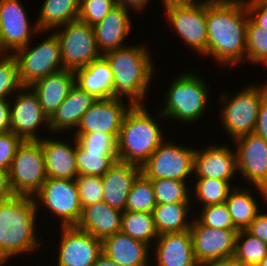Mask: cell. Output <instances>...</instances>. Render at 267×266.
Instances as JSON below:
<instances>
[{
    "label": "cell",
    "mask_w": 267,
    "mask_h": 266,
    "mask_svg": "<svg viewBox=\"0 0 267 266\" xmlns=\"http://www.w3.org/2000/svg\"><path fill=\"white\" fill-rule=\"evenodd\" d=\"M248 19L244 0H207L208 58L228 68L246 61Z\"/></svg>",
    "instance_id": "cell-1"
},
{
    "label": "cell",
    "mask_w": 267,
    "mask_h": 266,
    "mask_svg": "<svg viewBox=\"0 0 267 266\" xmlns=\"http://www.w3.org/2000/svg\"><path fill=\"white\" fill-rule=\"evenodd\" d=\"M150 53L146 43H141L102 55L108 61L114 77L110 98L123 102L126 99L130 107L144 106L156 67Z\"/></svg>",
    "instance_id": "cell-2"
},
{
    "label": "cell",
    "mask_w": 267,
    "mask_h": 266,
    "mask_svg": "<svg viewBox=\"0 0 267 266\" xmlns=\"http://www.w3.org/2000/svg\"><path fill=\"white\" fill-rule=\"evenodd\" d=\"M38 211L33 197L14 195L0 200V266L18 255L35 254L43 246L37 234Z\"/></svg>",
    "instance_id": "cell-3"
},
{
    "label": "cell",
    "mask_w": 267,
    "mask_h": 266,
    "mask_svg": "<svg viewBox=\"0 0 267 266\" xmlns=\"http://www.w3.org/2000/svg\"><path fill=\"white\" fill-rule=\"evenodd\" d=\"M157 112L155 119L146 105L127 111L116 140L118 161L142 166L166 139L157 122L163 116Z\"/></svg>",
    "instance_id": "cell-4"
},
{
    "label": "cell",
    "mask_w": 267,
    "mask_h": 266,
    "mask_svg": "<svg viewBox=\"0 0 267 266\" xmlns=\"http://www.w3.org/2000/svg\"><path fill=\"white\" fill-rule=\"evenodd\" d=\"M180 73L172 79L166 91L159 112L163 120L167 118L181 124H191L206 114L210 101V85L196 72Z\"/></svg>",
    "instance_id": "cell-5"
},
{
    "label": "cell",
    "mask_w": 267,
    "mask_h": 266,
    "mask_svg": "<svg viewBox=\"0 0 267 266\" xmlns=\"http://www.w3.org/2000/svg\"><path fill=\"white\" fill-rule=\"evenodd\" d=\"M226 93L223 92L219 98L222 104L219 119L233 141L254 132L261 101L267 95V81L260 86L256 83L245 84L236 94Z\"/></svg>",
    "instance_id": "cell-6"
},
{
    "label": "cell",
    "mask_w": 267,
    "mask_h": 266,
    "mask_svg": "<svg viewBox=\"0 0 267 266\" xmlns=\"http://www.w3.org/2000/svg\"><path fill=\"white\" fill-rule=\"evenodd\" d=\"M35 46L32 41L18 49L13 55L18 62L19 80L22 86H31L49 74L63 70L59 38L54 31Z\"/></svg>",
    "instance_id": "cell-7"
},
{
    "label": "cell",
    "mask_w": 267,
    "mask_h": 266,
    "mask_svg": "<svg viewBox=\"0 0 267 266\" xmlns=\"http://www.w3.org/2000/svg\"><path fill=\"white\" fill-rule=\"evenodd\" d=\"M168 26L176 31V34L190 46L193 52L207 58L208 35H207V0L197 3L170 4L164 6Z\"/></svg>",
    "instance_id": "cell-8"
},
{
    "label": "cell",
    "mask_w": 267,
    "mask_h": 266,
    "mask_svg": "<svg viewBox=\"0 0 267 266\" xmlns=\"http://www.w3.org/2000/svg\"><path fill=\"white\" fill-rule=\"evenodd\" d=\"M8 172L13 194L33 197L47 180L40 141H22Z\"/></svg>",
    "instance_id": "cell-9"
},
{
    "label": "cell",
    "mask_w": 267,
    "mask_h": 266,
    "mask_svg": "<svg viewBox=\"0 0 267 266\" xmlns=\"http://www.w3.org/2000/svg\"><path fill=\"white\" fill-rule=\"evenodd\" d=\"M36 208L51 212L61 226H76L82 213L77 183L71 179L49 178L33 196Z\"/></svg>",
    "instance_id": "cell-10"
},
{
    "label": "cell",
    "mask_w": 267,
    "mask_h": 266,
    "mask_svg": "<svg viewBox=\"0 0 267 266\" xmlns=\"http://www.w3.org/2000/svg\"><path fill=\"white\" fill-rule=\"evenodd\" d=\"M164 140L141 166V173L148 179L188 181L194 176L196 148Z\"/></svg>",
    "instance_id": "cell-11"
},
{
    "label": "cell",
    "mask_w": 267,
    "mask_h": 266,
    "mask_svg": "<svg viewBox=\"0 0 267 266\" xmlns=\"http://www.w3.org/2000/svg\"><path fill=\"white\" fill-rule=\"evenodd\" d=\"M53 31L59 38L64 69L75 71L102 56L97 49L93 26L75 20Z\"/></svg>",
    "instance_id": "cell-12"
},
{
    "label": "cell",
    "mask_w": 267,
    "mask_h": 266,
    "mask_svg": "<svg viewBox=\"0 0 267 266\" xmlns=\"http://www.w3.org/2000/svg\"><path fill=\"white\" fill-rule=\"evenodd\" d=\"M26 10L20 0H0V54H14L38 33L44 35L36 21L32 24Z\"/></svg>",
    "instance_id": "cell-13"
},
{
    "label": "cell",
    "mask_w": 267,
    "mask_h": 266,
    "mask_svg": "<svg viewBox=\"0 0 267 266\" xmlns=\"http://www.w3.org/2000/svg\"><path fill=\"white\" fill-rule=\"evenodd\" d=\"M12 98L13 100H10V131L23 141L41 140L39 129L42 126L49 128V118L43 113L38 96L30 86H22Z\"/></svg>",
    "instance_id": "cell-14"
},
{
    "label": "cell",
    "mask_w": 267,
    "mask_h": 266,
    "mask_svg": "<svg viewBox=\"0 0 267 266\" xmlns=\"http://www.w3.org/2000/svg\"><path fill=\"white\" fill-rule=\"evenodd\" d=\"M57 266H93L102 254V241L76 226L59 228Z\"/></svg>",
    "instance_id": "cell-15"
},
{
    "label": "cell",
    "mask_w": 267,
    "mask_h": 266,
    "mask_svg": "<svg viewBox=\"0 0 267 266\" xmlns=\"http://www.w3.org/2000/svg\"><path fill=\"white\" fill-rule=\"evenodd\" d=\"M193 217L190 231L196 262L233 258L238 230L211 228Z\"/></svg>",
    "instance_id": "cell-16"
},
{
    "label": "cell",
    "mask_w": 267,
    "mask_h": 266,
    "mask_svg": "<svg viewBox=\"0 0 267 266\" xmlns=\"http://www.w3.org/2000/svg\"><path fill=\"white\" fill-rule=\"evenodd\" d=\"M232 142L238 175H242L240 178L249 182V185L267 190V142L255 133L241 136Z\"/></svg>",
    "instance_id": "cell-17"
},
{
    "label": "cell",
    "mask_w": 267,
    "mask_h": 266,
    "mask_svg": "<svg viewBox=\"0 0 267 266\" xmlns=\"http://www.w3.org/2000/svg\"><path fill=\"white\" fill-rule=\"evenodd\" d=\"M130 108L123 101L98 99L81 117L74 134L106 133L117 140L124 116Z\"/></svg>",
    "instance_id": "cell-18"
},
{
    "label": "cell",
    "mask_w": 267,
    "mask_h": 266,
    "mask_svg": "<svg viewBox=\"0 0 267 266\" xmlns=\"http://www.w3.org/2000/svg\"><path fill=\"white\" fill-rule=\"evenodd\" d=\"M215 145L214 143V145L212 144L202 149L196 148L193 177L222 180L235 179L238 171L234 147L223 143L222 145Z\"/></svg>",
    "instance_id": "cell-19"
},
{
    "label": "cell",
    "mask_w": 267,
    "mask_h": 266,
    "mask_svg": "<svg viewBox=\"0 0 267 266\" xmlns=\"http://www.w3.org/2000/svg\"><path fill=\"white\" fill-rule=\"evenodd\" d=\"M153 246L151 266H197L190 230L160 234Z\"/></svg>",
    "instance_id": "cell-20"
},
{
    "label": "cell",
    "mask_w": 267,
    "mask_h": 266,
    "mask_svg": "<svg viewBox=\"0 0 267 266\" xmlns=\"http://www.w3.org/2000/svg\"><path fill=\"white\" fill-rule=\"evenodd\" d=\"M40 141L45 159L47 177L75 180L79 173L76 166V138L72 142L51 136Z\"/></svg>",
    "instance_id": "cell-21"
},
{
    "label": "cell",
    "mask_w": 267,
    "mask_h": 266,
    "mask_svg": "<svg viewBox=\"0 0 267 266\" xmlns=\"http://www.w3.org/2000/svg\"><path fill=\"white\" fill-rule=\"evenodd\" d=\"M129 10L116 5L103 19L93 26L97 49L105 53L127 46L124 44L132 30Z\"/></svg>",
    "instance_id": "cell-22"
},
{
    "label": "cell",
    "mask_w": 267,
    "mask_h": 266,
    "mask_svg": "<svg viewBox=\"0 0 267 266\" xmlns=\"http://www.w3.org/2000/svg\"><path fill=\"white\" fill-rule=\"evenodd\" d=\"M141 166L117 161L102 177L103 201L110 207L125 211L126 200Z\"/></svg>",
    "instance_id": "cell-23"
},
{
    "label": "cell",
    "mask_w": 267,
    "mask_h": 266,
    "mask_svg": "<svg viewBox=\"0 0 267 266\" xmlns=\"http://www.w3.org/2000/svg\"><path fill=\"white\" fill-rule=\"evenodd\" d=\"M97 100L93 95L74 84L63 103L49 118L48 133L57 134L63 131H75L81 117Z\"/></svg>",
    "instance_id": "cell-24"
},
{
    "label": "cell",
    "mask_w": 267,
    "mask_h": 266,
    "mask_svg": "<svg viewBox=\"0 0 267 266\" xmlns=\"http://www.w3.org/2000/svg\"><path fill=\"white\" fill-rule=\"evenodd\" d=\"M151 247L119 231L102 241V253L122 266H151Z\"/></svg>",
    "instance_id": "cell-25"
},
{
    "label": "cell",
    "mask_w": 267,
    "mask_h": 266,
    "mask_svg": "<svg viewBox=\"0 0 267 266\" xmlns=\"http://www.w3.org/2000/svg\"><path fill=\"white\" fill-rule=\"evenodd\" d=\"M75 84L74 71L63 69L34 82L30 88L38 96L43 113L50 118Z\"/></svg>",
    "instance_id": "cell-26"
},
{
    "label": "cell",
    "mask_w": 267,
    "mask_h": 266,
    "mask_svg": "<svg viewBox=\"0 0 267 266\" xmlns=\"http://www.w3.org/2000/svg\"><path fill=\"white\" fill-rule=\"evenodd\" d=\"M122 211L104 201L82 208L76 227L103 241L121 230Z\"/></svg>",
    "instance_id": "cell-27"
},
{
    "label": "cell",
    "mask_w": 267,
    "mask_h": 266,
    "mask_svg": "<svg viewBox=\"0 0 267 266\" xmlns=\"http://www.w3.org/2000/svg\"><path fill=\"white\" fill-rule=\"evenodd\" d=\"M238 185L234 186L228 193L225 204L227 205L234 227L240 230H246L254 221L260 212L259 201L256 200L251 188H255L261 199L267 203V190L261 187L252 186L243 188ZM247 187V188H246Z\"/></svg>",
    "instance_id": "cell-28"
},
{
    "label": "cell",
    "mask_w": 267,
    "mask_h": 266,
    "mask_svg": "<svg viewBox=\"0 0 267 266\" xmlns=\"http://www.w3.org/2000/svg\"><path fill=\"white\" fill-rule=\"evenodd\" d=\"M75 84L96 99H108L113 91L114 77L108 61L101 56L86 67L74 71Z\"/></svg>",
    "instance_id": "cell-29"
},
{
    "label": "cell",
    "mask_w": 267,
    "mask_h": 266,
    "mask_svg": "<svg viewBox=\"0 0 267 266\" xmlns=\"http://www.w3.org/2000/svg\"><path fill=\"white\" fill-rule=\"evenodd\" d=\"M191 206L192 203L156 204L152 214L158 235L190 230Z\"/></svg>",
    "instance_id": "cell-30"
},
{
    "label": "cell",
    "mask_w": 267,
    "mask_h": 266,
    "mask_svg": "<svg viewBox=\"0 0 267 266\" xmlns=\"http://www.w3.org/2000/svg\"><path fill=\"white\" fill-rule=\"evenodd\" d=\"M80 0H45L36 23L40 31L54 29L78 20Z\"/></svg>",
    "instance_id": "cell-31"
},
{
    "label": "cell",
    "mask_w": 267,
    "mask_h": 266,
    "mask_svg": "<svg viewBox=\"0 0 267 266\" xmlns=\"http://www.w3.org/2000/svg\"><path fill=\"white\" fill-rule=\"evenodd\" d=\"M117 161L116 151L85 150L76 140V166L79 175L102 177Z\"/></svg>",
    "instance_id": "cell-32"
},
{
    "label": "cell",
    "mask_w": 267,
    "mask_h": 266,
    "mask_svg": "<svg viewBox=\"0 0 267 266\" xmlns=\"http://www.w3.org/2000/svg\"><path fill=\"white\" fill-rule=\"evenodd\" d=\"M120 231L150 247L159 236L150 212L123 211Z\"/></svg>",
    "instance_id": "cell-33"
},
{
    "label": "cell",
    "mask_w": 267,
    "mask_h": 266,
    "mask_svg": "<svg viewBox=\"0 0 267 266\" xmlns=\"http://www.w3.org/2000/svg\"><path fill=\"white\" fill-rule=\"evenodd\" d=\"M195 181H189L191 184L192 182H196L191 184V198L195 199V205L200 202V207H205L209 205H216L225 203L229 191L236 186L232 184V180H222V179H210V178H195ZM194 192V193H193ZM194 196V197H193Z\"/></svg>",
    "instance_id": "cell-34"
},
{
    "label": "cell",
    "mask_w": 267,
    "mask_h": 266,
    "mask_svg": "<svg viewBox=\"0 0 267 266\" xmlns=\"http://www.w3.org/2000/svg\"><path fill=\"white\" fill-rule=\"evenodd\" d=\"M267 255V244L247 230L238 231L233 260L239 266H258Z\"/></svg>",
    "instance_id": "cell-35"
},
{
    "label": "cell",
    "mask_w": 267,
    "mask_h": 266,
    "mask_svg": "<svg viewBox=\"0 0 267 266\" xmlns=\"http://www.w3.org/2000/svg\"><path fill=\"white\" fill-rule=\"evenodd\" d=\"M156 204L151 179L146 178L140 173L133 182L128 194L125 211L152 213Z\"/></svg>",
    "instance_id": "cell-36"
},
{
    "label": "cell",
    "mask_w": 267,
    "mask_h": 266,
    "mask_svg": "<svg viewBox=\"0 0 267 266\" xmlns=\"http://www.w3.org/2000/svg\"><path fill=\"white\" fill-rule=\"evenodd\" d=\"M157 204L193 203L188 181L151 179Z\"/></svg>",
    "instance_id": "cell-37"
},
{
    "label": "cell",
    "mask_w": 267,
    "mask_h": 266,
    "mask_svg": "<svg viewBox=\"0 0 267 266\" xmlns=\"http://www.w3.org/2000/svg\"><path fill=\"white\" fill-rule=\"evenodd\" d=\"M246 60L251 64L267 66V30L250 18L246 29Z\"/></svg>",
    "instance_id": "cell-38"
},
{
    "label": "cell",
    "mask_w": 267,
    "mask_h": 266,
    "mask_svg": "<svg viewBox=\"0 0 267 266\" xmlns=\"http://www.w3.org/2000/svg\"><path fill=\"white\" fill-rule=\"evenodd\" d=\"M21 87L16 57L0 54V100L10 99Z\"/></svg>",
    "instance_id": "cell-39"
},
{
    "label": "cell",
    "mask_w": 267,
    "mask_h": 266,
    "mask_svg": "<svg viewBox=\"0 0 267 266\" xmlns=\"http://www.w3.org/2000/svg\"><path fill=\"white\" fill-rule=\"evenodd\" d=\"M199 211L195 217L205 226L215 229H236L225 203L205 206Z\"/></svg>",
    "instance_id": "cell-40"
},
{
    "label": "cell",
    "mask_w": 267,
    "mask_h": 266,
    "mask_svg": "<svg viewBox=\"0 0 267 266\" xmlns=\"http://www.w3.org/2000/svg\"><path fill=\"white\" fill-rule=\"evenodd\" d=\"M82 208L103 201V185L100 176L78 175L75 179Z\"/></svg>",
    "instance_id": "cell-41"
},
{
    "label": "cell",
    "mask_w": 267,
    "mask_h": 266,
    "mask_svg": "<svg viewBox=\"0 0 267 266\" xmlns=\"http://www.w3.org/2000/svg\"><path fill=\"white\" fill-rule=\"evenodd\" d=\"M116 6L114 0H80L78 20L94 26Z\"/></svg>",
    "instance_id": "cell-42"
},
{
    "label": "cell",
    "mask_w": 267,
    "mask_h": 266,
    "mask_svg": "<svg viewBox=\"0 0 267 266\" xmlns=\"http://www.w3.org/2000/svg\"><path fill=\"white\" fill-rule=\"evenodd\" d=\"M73 136L85 150L116 151V140L109 134L92 132Z\"/></svg>",
    "instance_id": "cell-43"
},
{
    "label": "cell",
    "mask_w": 267,
    "mask_h": 266,
    "mask_svg": "<svg viewBox=\"0 0 267 266\" xmlns=\"http://www.w3.org/2000/svg\"><path fill=\"white\" fill-rule=\"evenodd\" d=\"M22 139L12 131L0 133V167L10 170L17 148L22 143Z\"/></svg>",
    "instance_id": "cell-44"
},
{
    "label": "cell",
    "mask_w": 267,
    "mask_h": 266,
    "mask_svg": "<svg viewBox=\"0 0 267 266\" xmlns=\"http://www.w3.org/2000/svg\"><path fill=\"white\" fill-rule=\"evenodd\" d=\"M249 18L263 30H267V0H244Z\"/></svg>",
    "instance_id": "cell-45"
},
{
    "label": "cell",
    "mask_w": 267,
    "mask_h": 266,
    "mask_svg": "<svg viewBox=\"0 0 267 266\" xmlns=\"http://www.w3.org/2000/svg\"><path fill=\"white\" fill-rule=\"evenodd\" d=\"M246 230L267 244V213L260 211Z\"/></svg>",
    "instance_id": "cell-46"
},
{
    "label": "cell",
    "mask_w": 267,
    "mask_h": 266,
    "mask_svg": "<svg viewBox=\"0 0 267 266\" xmlns=\"http://www.w3.org/2000/svg\"><path fill=\"white\" fill-rule=\"evenodd\" d=\"M267 142V95L261 101L254 132Z\"/></svg>",
    "instance_id": "cell-47"
},
{
    "label": "cell",
    "mask_w": 267,
    "mask_h": 266,
    "mask_svg": "<svg viewBox=\"0 0 267 266\" xmlns=\"http://www.w3.org/2000/svg\"><path fill=\"white\" fill-rule=\"evenodd\" d=\"M10 131V99L0 100V133Z\"/></svg>",
    "instance_id": "cell-48"
},
{
    "label": "cell",
    "mask_w": 267,
    "mask_h": 266,
    "mask_svg": "<svg viewBox=\"0 0 267 266\" xmlns=\"http://www.w3.org/2000/svg\"><path fill=\"white\" fill-rule=\"evenodd\" d=\"M14 196L10 182L8 170L0 167V200Z\"/></svg>",
    "instance_id": "cell-49"
},
{
    "label": "cell",
    "mask_w": 267,
    "mask_h": 266,
    "mask_svg": "<svg viewBox=\"0 0 267 266\" xmlns=\"http://www.w3.org/2000/svg\"><path fill=\"white\" fill-rule=\"evenodd\" d=\"M151 0H117L116 5L121 6L126 10H134L136 13L143 11Z\"/></svg>",
    "instance_id": "cell-50"
},
{
    "label": "cell",
    "mask_w": 267,
    "mask_h": 266,
    "mask_svg": "<svg viewBox=\"0 0 267 266\" xmlns=\"http://www.w3.org/2000/svg\"><path fill=\"white\" fill-rule=\"evenodd\" d=\"M197 266H239L232 258L197 263Z\"/></svg>",
    "instance_id": "cell-51"
},
{
    "label": "cell",
    "mask_w": 267,
    "mask_h": 266,
    "mask_svg": "<svg viewBox=\"0 0 267 266\" xmlns=\"http://www.w3.org/2000/svg\"><path fill=\"white\" fill-rule=\"evenodd\" d=\"M93 266H122L114 262L113 260L109 259L103 253L97 258V261Z\"/></svg>",
    "instance_id": "cell-52"
},
{
    "label": "cell",
    "mask_w": 267,
    "mask_h": 266,
    "mask_svg": "<svg viewBox=\"0 0 267 266\" xmlns=\"http://www.w3.org/2000/svg\"><path fill=\"white\" fill-rule=\"evenodd\" d=\"M201 1L197 0H162V7L170 5V4H184V3H197Z\"/></svg>",
    "instance_id": "cell-53"
},
{
    "label": "cell",
    "mask_w": 267,
    "mask_h": 266,
    "mask_svg": "<svg viewBox=\"0 0 267 266\" xmlns=\"http://www.w3.org/2000/svg\"><path fill=\"white\" fill-rule=\"evenodd\" d=\"M258 266H267V255L263 258V260L258 264Z\"/></svg>",
    "instance_id": "cell-54"
}]
</instances>
